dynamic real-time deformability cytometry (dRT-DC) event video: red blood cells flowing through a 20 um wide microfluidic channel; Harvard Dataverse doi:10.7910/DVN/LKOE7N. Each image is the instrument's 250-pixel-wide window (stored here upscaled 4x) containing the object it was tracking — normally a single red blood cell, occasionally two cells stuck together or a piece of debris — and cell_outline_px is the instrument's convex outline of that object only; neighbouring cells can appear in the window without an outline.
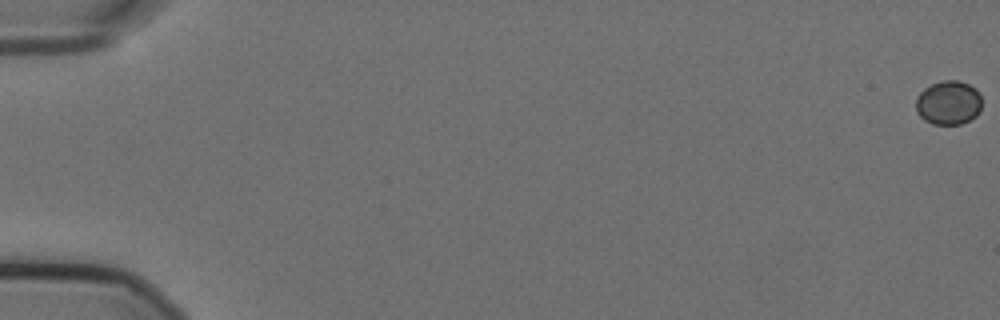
{"species": "Egyptian fruit bat (a non-hibernating species)", "species_latin": "Rousettus aegyptiacus", "temperature_condition": "cold", "stored_images_in_passage": 59, "camera_frame_rate_fps": 3000, "um_per_image_px": 0.085, "animal": {"sex": "female"}, "frame": {"image": 1, "passage_image": 1, "time_ms": 0.0, "image_size_px": [1000, 320], "cell_outline_px": [[980, 108], [976, 116], [960, 124], [932, 124], [924, 120], [916, 112], [916, 96], [924, 88], [932, 84], [944, 80], [956, 80], [968, 84], [976, 88], [980, 92]], "centroid_in_image_um": [80.6, 8.73], "position_along_channel_um": 4.4, "area_um2": 16.94}}
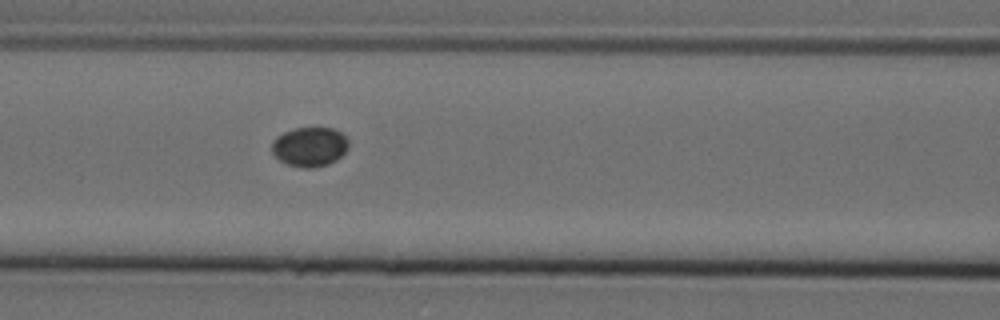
{"frame": {"image": 2, "passage_image": 27, "time_ms": 8.667, "image_size_px": [1000, 320], "cell_outline_px": [[348, 148], [336, 160], [328, 164], [312, 168], [304, 168], [288, 164], [280, 160], [272, 152], [272, 140], [276, 136], [284, 132], [296, 128], [332, 128], [340, 132], [348, 140]], "centroid_in_image_um": [26.31, 12.47], "position_along_channel_um": 140.3, "area_um2": 17.51}}
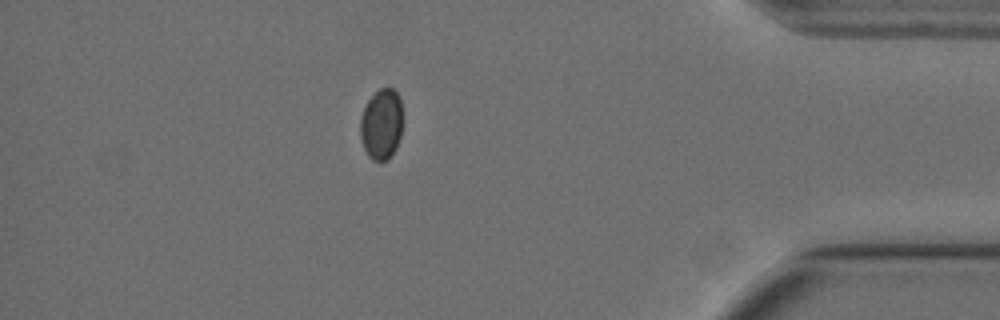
{"frame": {"image": 3, "passage_image": 52, "time_ms": 17.0, "image_size_px": [1000, 320], "cell_outline_px": [[404, 120], [400, 136], [396, 148], [392, 156], [388, 160], [380, 164], [372, 160], [368, 156], [360, 140], [360, 116], [364, 104], [380, 88], [392, 88], [400, 96]], "centroid_in_image_um": [32.43, 10.59], "position_along_channel_um": 402.8, "area_um2": 18.26}}